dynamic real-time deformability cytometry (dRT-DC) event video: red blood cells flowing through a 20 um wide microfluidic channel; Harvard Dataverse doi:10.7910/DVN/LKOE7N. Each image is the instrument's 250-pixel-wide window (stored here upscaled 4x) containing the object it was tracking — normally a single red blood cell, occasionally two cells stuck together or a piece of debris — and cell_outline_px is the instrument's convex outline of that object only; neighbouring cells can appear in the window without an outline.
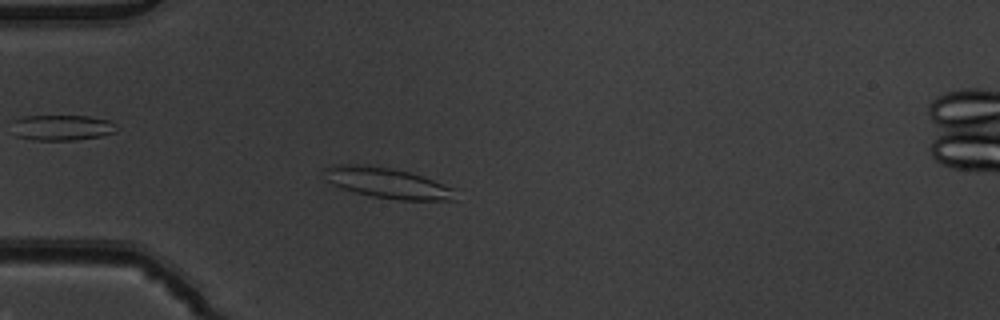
{"species": "common noctule bat (a hibernating species)", "species_latin": "Nyctalus noctula", "temperature_condition": "warm", "stored_images_in_passage": 51, "camera_frame_rate_fps": 3000, "um_per_image_px": 0.085, "animal": {"sex": "male", "body_mass_g": 19.5, "forearm_length_mm": 54.6}, "frame": {"image": 1, "passage_image": 14, "time_ms": 4.333, "image_size_px": [1000, 320], "cell_outline_px": [[456, 200], [400, 200], [372, 196], [340, 188], [332, 184], [320, 172], [324, 168], [336, 164], [368, 164], [408, 172], [456, 188]], "centroid_in_image_um": [32.89, 15.55], "position_along_channel_um": 52.1, "area_um2": 23.35}}
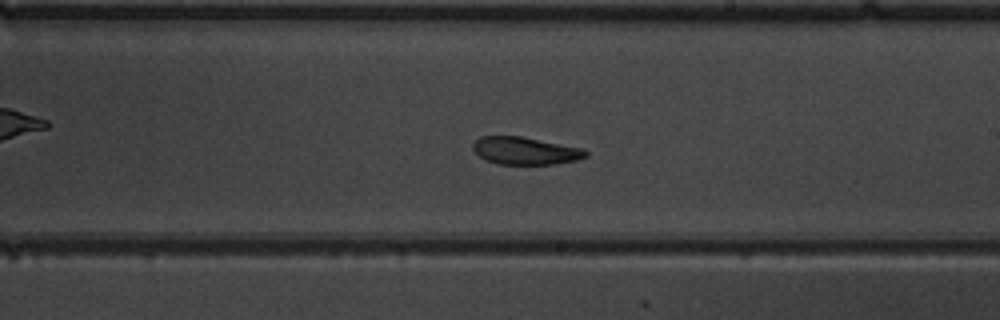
{"frame": {"image": 2, "passage_image": 30, "time_ms": 9.667, "image_size_px": [1000, 320], "cell_outline_px": [[588, 156], [576, 160], [556, 164], [496, 164], [484, 160], [472, 148], [472, 144], [480, 136], [520, 136], [584, 148], [588, 152]], "centroid_in_image_um": [44.65, 12.82], "position_along_channel_um": 244.4, "area_um2": 18.21}}
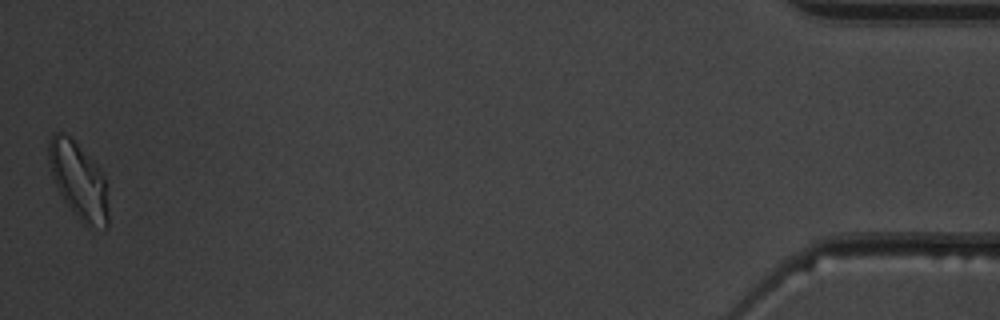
{"frame": {"image": 3, "passage_image": 51, "time_ms": 16.667, "image_size_px": [1000, 320], "cell_outline_px": [[108, 228], [104, 228], [84, 224], [80, 220], [64, 200], [52, 176], [48, 160], [48, 140], [56, 132], [64, 132], [72, 136], [96, 164], [104, 176], [108, 212]], "centroid_in_image_um": [6.67, 15.29], "position_along_channel_um": 428.5, "area_um2": 26.41}, "authors_computed_cell_mechanics": {"area_um2": 20.9814, "velocity_mm_per_s": 3.8664, "shape_relaxation_time_tau1_ms": null, "shape_relaxation_time_tau2_ms": 3.3228, "deformation_change_tau1": null, "deformation_change_tau2": 0.1002}}